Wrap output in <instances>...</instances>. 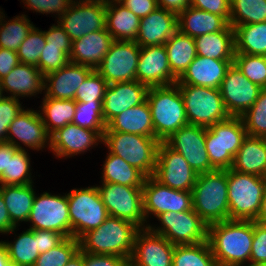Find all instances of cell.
I'll return each instance as SVG.
<instances>
[{"label": "cell", "instance_id": "cell-36", "mask_svg": "<svg viewBox=\"0 0 266 266\" xmlns=\"http://www.w3.org/2000/svg\"><path fill=\"white\" fill-rule=\"evenodd\" d=\"M235 53L266 56V21L234 27Z\"/></svg>", "mask_w": 266, "mask_h": 266}, {"label": "cell", "instance_id": "cell-23", "mask_svg": "<svg viewBox=\"0 0 266 266\" xmlns=\"http://www.w3.org/2000/svg\"><path fill=\"white\" fill-rule=\"evenodd\" d=\"M178 30V14L158 7L141 18L135 42L140 47L164 45Z\"/></svg>", "mask_w": 266, "mask_h": 266}, {"label": "cell", "instance_id": "cell-4", "mask_svg": "<svg viewBox=\"0 0 266 266\" xmlns=\"http://www.w3.org/2000/svg\"><path fill=\"white\" fill-rule=\"evenodd\" d=\"M147 102L150 107L154 137L166 141L174 132L189 124L183 97L176 84L149 87Z\"/></svg>", "mask_w": 266, "mask_h": 266}, {"label": "cell", "instance_id": "cell-50", "mask_svg": "<svg viewBox=\"0 0 266 266\" xmlns=\"http://www.w3.org/2000/svg\"><path fill=\"white\" fill-rule=\"evenodd\" d=\"M69 62V56L62 51V46L45 45L39 58V70L45 76L63 68Z\"/></svg>", "mask_w": 266, "mask_h": 266}, {"label": "cell", "instance_id": "cell-30", "mask_svg": "<svg viewBox=\"0 0 266 266\" xmlns=\"http://www.w3.org/2000/svg\"><path fill=\"white\" fill-rule=\"evenodd\" d=\"M105 131L124 132L154 137V128L147 100L118 114L106 124Z\"/></svg>", "mask_w": 266, "mask_h": 266}, {"label": "cell", "instance_id": "cell-52", "mask_svg": "<svg viewBox=\"0 0 266 266\" xmlns=\"http://www.w3.org/2000/svg\"><path fill=\"white\" fill-rule=\"evenodd\" d=\"M250 261L253 265H266V225L253 221V242Z\"/></svg>", "mask_w": 266, "mask_h": 266}, {"label": "cell", "instance_id": "cell-39", "mask_svg": "<svg viewBox=\"0 0 266 266\" xmlns=\"http://www.w3.org/2000/svg\"><path fill=\"white\" fill-rule=\"evenodd\" d=\"M8 258L14 266H34L38 256L37 229H27L14 243L4 242Z\"/></svg>", "mask_w": 266, "mask_h": 266}, {"label": "cell", "instance_id": "cell-16", "mask_svg": "<svg viewBox=\"0 0 266 266\" xmlns=\"http://www.w3.org/2000/svg\"><path fill=\"white\" fill-rule=\"evenodd\" d=\"M206 129L187 124L164 141L170 148L180 153L197 174L216 170L211 165L206 150Z\"/></svg>", "mask_w": 266, "mask_h": 266}, {"label": "cell", "instance_id": "cell-21", "mask_svg": "<svg viewBox=\"0 0 266 266\" xmlns=\"http://www.w3.org/2000/svg\"><path fill=\"white\" fill-rule=\"evenodd\" d=\"M148 90V86L136 80L108 85L103 99L104 122L107 124L118 114L144 103Z\"/></svg>", "mask_w": 266, "mask_h": 266}, {"label": "cell", "instance_id": "cell-3", "mask_svg": "<svg viewBox=\"0 0 266 266\" xmlns=\"http://www.w3.org/2000/svg\"><path fill=\"white\" fill-rule=\"evenodd\" d=\"M191 192L193 210L208 226L229 220L227 170L198 174Z\"/></svg>", "mask_w": 266, "mask_h": 266}, {"label": "cell", "instance_id": "cell-59", "mask_svg": "<svg viewBox=\"0 0 266 266\" xmlns=\"http://www.w3.org/2000/svg\"><path fill=\"white\" fill-rule=\"evenodd\" d=\"M20 63L17 52L0 47V80Z\"/></svg>", "mask_w": 266, "mask_h": 266}, {"label": "cell", "instance_id": "cell-40", "mask_svg": "<svg viewBox=\"0 0 266 266\" xmlns=\"http://www.w3.org/2000/svg\"><path fill=\"white\" fill-rule=\"evenodd\" d=\"M29 162L25 149H17L8 143L7 174L0 175V186L32 184Z\"/></svg>", "mask_w": 266, "mask_h": 266}, {"label": "cell", "instance_id": "cell-47", "mask_svg": "<svg viewBox=\"0 0 266 266\" xmlns=\"http://www.w3.org/2000/svg\"><path fill=\"white\" fill-rule=\"evenodd\" d=\"M72 123L96 132H104L106 123L103 120V103L76 102Z\"/></svg>", "mask_w": 266, "mask_h": 266}, {"label": "cell", "instance_id": "cell-26", "mask_svg": "<svg viewBox=\"0 0 266 266\" xmlns=\"http://www.w3.org/2000/svg\"><path fill=\"white\" fill-rule=\"evenodd\" d=\"M92 71L90 67L69 62L63 68L46 74L44 76L45 97L74 100L79 86Z\"/></svg>", "mask_w": 266, "mask_h": 266}, {"label": "cell", "instance_id": "cell-54", "mask_svg": "<svg viewBox=\"0 0 266 266\" xmlns=\"http://www.w3.org/2000/svg\"><path fill=\"white\" fill-rule=\"evenodd\" d=\"M28 8L41 13H58L61 17L71 5L70 0H23Z\"/></svg>", "mask_w": 266, "mask_h": 266}, {"label": "cell", "instance_id": "cell-19", "mask_svg": "<svg viewBox=\"0 0 266 266\" xmlns=\"http://www.w3.org/2000/svg\"><path fill=\"white\" fill-rule=\"evenodd\" d=\"M174 247V244L146 226L136 233L129 261L134 266H172Z\"/></svg>", "mask_w": 266, "mask_h": 266}, {"label": "cell", "instance_id": "cell-2", "mask_svg": "<svg viewBox=\"0 0 266 266\" xmlns=\"http://www.w3.org/2000/svg\"><path fill=\"white\" fill-rule=\"evenodd\" d=\"M139 230L140 228L130 221L108 216L99 227L78 239L79 249L90 254L117 255L129 261Z\"/></svg>", "mask_w": 266, "mask_h": 266}, {"label": "cell", "instance_id": "cell-28", "mask_svg": "<svg viewBox=\"0 0 266 266\" xmlns=\"http://www.w3.org/2000/svg\"><path fill=\"white\" fill-rule=\"evenodd\" d=\"M231 169L266 178V138L247 135L234 157Z\"/></svg>", "mask_w": 266, "mask_h": 266}, {"label": "cell", "instance_id": "cell-5", "mask_svg": "<svg viewBox=\"0 0 266 266\" xmlns=\"http://www.w3.org/2000/svg\"><path fill=\"white\" fill-rule=\"evenodd\" d=\"M229 220L255 221L261 208L266 178L227 169Z\"/></svg>", "mask_w": 266, "mask_h": 266}, {"label": "cell", "instance_id": "cell-38", "mask_svg": "<svg viewBox=\"0 0 266 266\" xmlns=\"http://www.w3.org/2000/svg\"><path fill=\"white\" fill-rule=\"evenodd\" d=\"M103 166V183L143 187L146 176L121 157L109 153Z\"/></svg>", "mask_w": 266, "mask_h": 266}, {"label": "cell", "instance_id": "cell-6", "mask_svg": "<svg viewBox=\"0 0 266 266\" xmlns=\"http://www.w3.org/2000/svg\"><path fill=\"white\" fill-rule=\"evenodd\" d=\"M102 142L107 145L110 153L121 157L146 177L153 176L160 144L157 138L124 132L104 131Z\"/></svg>", "mask_w": 266, "mask_h": 266}, {"label": "cell", "instance_id": "cell-66", "mask_svg": "<svg viewBox=\"0 0 266 266\" xmlns=\"http://www.w3.org/2000/svg\"><path fill=\"white\" fill-rule=\"evenodd\" d=\"M3 90H2V86H1V81H0V99H2L4 96L2 95Z\"/></svg>", "mask_w": 266, "mask_h": 266}, {"label": "cell", "instance_id": "cell-69", "mask_svg": "<svg viewBox=\"0 0 266 266\" xmlns=\"http://www.w3.org/2000/svg\"><path fill=\"white\" fill-rule=\"evenodd\" d=\"M248 266H266V265H253V264H249Z\"/></svg>", "mask_w": 266, "mask_h": 266}, {"label": "cell", "instance_id": "cell-7", "mask_svg": "<svg viewBox=\"0 0 266 266\" xmlns=\"http://www.w3.org/2000/svg\"><path fill=\"white\" fill-rule=\"evenodd\" d=\"M247 136L241 117L230 116L206 129L205 145L211 165L216 170H227Z\"/></svg>", "mask_w": 266, "mask_h": 266}, {"label": "cell", "instance_id": "cell-61", "mask_svg": "<svg viewBox=\"0 0 266 266\" xmlns=\"http://www.w3.org/2000/svg\"><path fill=\"white\" fill-rule=\"evenodd\" d=\"M190 2L191 0H157V5L160 8L179 14L190 6Z\"/></svg>", "mask_w": 266, "mask_h": 266}, {"label": "cell", "instance_id": "cell-63", "mask_svg": "<svg viewBox=\"0 0 266 266\" xmlns=\"http://www.w3.org/2000/svg\"><path fill=\"white\" fill-rule=\"evenodd\" d=\"M255 221L257 223L266 225V188H265L263 199L261 202V208Z\"/></svg>", "mask_w": 266, "mask_h": 266}, {"label": "cell", "instance_id": "cell-18", "mask_svg": "<svg viewBox=\"0 0 266 266\" xmlns=\"http://www.w3.org/2000/svg\"><path fill=\"white\" fill-rule=\"evenodd\" d=\"M263 88L248 80L233 63L219 87L226 111L230 116H242L257 100Z\"/></svg>", "mask_w": 266, "mask_h": 266}, {"label": "cell", "instance_id": "cell-42", "mask_svg": "<svg viewBox=\"0 0 266 266\" xmlns=\"http://www.w3.org/2000/svg\"><path fill=\"white\" fill-rule=\"evenodd\" d=\"M230 25L256 24L266 21V0H230Z\"/></svg>", "mask_w": 266, "mask_h": 266}, {"label": "cell", "instance_id": "cell-37", "mask_svg": "<svg viewBox=\"0 0 266 266\" xmlns=\"http://www.w3.org/2000/svg\"><path fill=\"white\" fill-rule=\"evenodd\" d=\"M41 118L48 134L51 136L58 129L70 124L74 120L76 111V101L72 99H55L45 97ZM49 121V122H48Z\"/></svg>", "mask_w": 266, "mask_h": 266}, {"label": "cell", "instance_id": "cell-56", "mask_svg": "<svg viewBox=\"0 0 266 266\" xmlns=\"http://www.w3.org/2000/svg\"><path fill=\"white\" fill-rule=\"evenodd\" d=\"M127 260L117 255L83 252V266H123Z\"/></svg>", "mask_w": 266, "mask_h": 266}, {"label": "cell", "instance_id": "cell-49", "mask_svg": "<svg viewBox=\"0 0 266 266\" xmlns=\"http://www.w3.org/2000/svg\"><path fill=\"white\" fill-rule=\"evenodd\" d=\"M107 87L108 83L96 70H93L79 86L74 100L84 103H103Z\"/></svg>", "mask_w": 266, "mask_h": 266}, {"label": "cell", "instance_id": "cell-67", "mask_svg": "<svg viewBox=\"0 0 266 266\" xmlns=\"http://www.w3.org/2000/svg\"><path fill=\"white\" fill-rule=\"evenodd\" d=\"M123 266H134L130 261H127Z\"/></svg>", "mask_w": 266, "mask_h": 266}, {"label": "cell", "instance_id": "cell-44", "mask_svg": "<svg viewBox=\"0 0 266 266\" xmlns=\"http://www.w3.org/2000/svg\"><path fill=\"white\" fill-rule=\"evenodd\" d=\"M240 117L247 135L266 138V88L261 90L254 104Z\"/></svg>", "mask_w": 266, "mask_h": 266}, {"label": "cell", "instance_id": "cell-25", "mask_svg": "<svg viewBox=\"0 0 266 266\" xmlns=\"http://www.w3.org/2000/svg\"><path fill=\"white\" fill-rule=\"evenodd\" d=\"M234 60H216L197 55L175 84L219 89Z\"/></svg>", "mask_w": 266, "mask_h": 266}, {"label": "cell", "instance_id": "cell-62", "mask_svg": "<svg viewBox=\"0 0 266 266\" xmlns=\"http://www.w3.org/2000/svg\"><path fill=\"white\" fill-rule=\"evenodd\" d=\"M8 164V143L4 142L0 145V175L7 174Z\"/></svg>", "mask_w": 266, "mask_h": 266}, {"label": "cell", "instance_id": "cell-15", "mask_svg": "<svg viewBox=\"0 0 266 266\" xmlns=\"http://www.w3.org/2000/svg\"><path fill=\"white\" fill-rule=\"evenodd\" d=\"M198 174L190 167L185 158L160 142L153 177L161 184L179 191H192Z\"/></svg>", "mask_w": 266, "mask_h": 266}, {"label": "cell", "instance_id": "cell-1", "mask_svg": "<svg viewBox=\"0 0 266 266\" xmlns=\"http://www.w3.org/2000/svg\"><path fill=\"white\" fill-rule=\"evenodd\" d=\"M207 241L217 266H243L250 261L253 221L226 220L208 226Z\"/></svg>", "mask_w": 266, "mask_h": 266}, {"label": "cell", "instance_id": "cell-58", "mask_svg": "<svg viewBox=\"0 0 266 266\" xmlns=\"http://www.w3.org/2000/svg\"><path fill=\"white\" fill-rule=\"evenodd\" d=\"M137 17L144 18L158 8L157 0H118Z\"/></svg>", "mask_w": 266, "mask_h": 266}, {"label": "cell", "instance_id": "cell-65", "mask_svg": "<svg viewBox=\"0 0 266 266\" xmlns=\"http://www.w3.org/2000/svg\"><path fill=\"white\" fill-rule=\"evenodd\" d=\"M65 266H83V252L79 250Z\"/></svg>", "mask_w": 266, "mask_h": 266}, {"label": "cell", "instance_id": "cell-60", "mask_svg": "<svg viewBox=\"0 0 266 266\" xmlns=\"http://www.w3.org/2000/svg\"><path fill=\"white\" fill-rule=\"evenodd\" d=\"M16 229V226L11 222L3 196L0 193V233H11Z\"/></svg>", "mask_w": 266, "mask_h": 266}, {"label": "cell", "instance_id": "cell-45", "mask_svg": "<svg viewBox=\"0 0 266 266\" xmlns=\"http://www.w3.org/2000/svg\"><path fill=\"white\" fill-rule=\"evenodd\" d=\"M233 63L248 80L266 88V56L235 53Z\"/></svg>", "mask_w": 266, "mask_h": 266}, {"label": "cell", "instance_id": "cell-27", "mask_svg": "<svg viewBox=\"0 0 266 266\" xmlns=\"http://www.w3.org/2000/svg\"><path fill=\"white\" fill-rule=\"evenodd\" d=\"M113 37L107 29L88 33L72 41L71 63L87 66L95 70L102 62L113 43Z\"/></svg>", "mask_w": 266, "mask_h": 266}, {"label": "cell", "instance_id": "cell-64", "mask_svg": "<svg viewBox=\"0 0 266 266\" xmlns=\"http://www.w3.org/2000/svg\"><path fill=\"white\" fill-rule=\"evenodd\" d=\"M0 266H14L9 261L7 248L6 245L4 244V241L0 242Z\"/></svg>", "mask_w": 266, "mask_h": 266}, {"label": "cell", "instance_id": "cell-12", "mask_svg": "<svg viewBox=\"0 0 266 266\" xmlns=\"http://www.w3.org/2000/svg\"><path fill=\"white\" fill-rule=\"evenodd\" d=\"M140 49L135 41L114 40L95 70L108 85L135 81Z\"/></svg>", "mask_w": 266, "mask_h": 266}, {"label": "cell", "instance_id": "cell-32", "mask_svg": "<svg viewBox=\"0 0 266 266\" xmlns=\"http://www.w3.org/2000/svg\"><path fill=\"white\" fill-rule=\"evenodd\" d=\"M228 25L223 17L191 6L178 14V30L193 38L223 31Z\"/></svg>", "mask_w": 266, "mask_h": 266}, {"label": "cell", "instance_id": "cell-48", "mask_svg": "<svg viewBox=\"0 0 266 266\" xmlns=\"http://www.w3.org/2000/svg\"><path fill=\"white\" fill-rule=\"evenodd\" d=\"M45 45L44 31L33 27L17 51L20 63L39 68V58Z\"/></svg>", "mask_w": 266, "mask_h": 266}, {"label": "cell", "instance_id": "cell-55", "mask_svg": "<svg viewBox=\"0 0 266 266\" xmlns=\"http://www.w3.org/2000/svg\"><path fill=\"white\" fill-rule=\"evenodd\" d=\"M44 37L46 45L62 46V51L70 56L72 51V40L59 23L57 26H51L48 31H44Z\"/></svg>", "mask_w": 266, "mask_h": 266}, {"label": "cell", "instance_id": "cell-41", "mask_svg": "<svg viewBox=\"0 0 266 266\" xmlns=\"http://www.w3.org/2000/svg\"><path fill=\"white\" fill-rule=\"evenodd\" d=\"M172 266H217L208 241L175 245Z\"/></svg>", "mask_w": 266, "mask_h": 266}, {"label": "cell", "instance_id": "cell-8", "mask_svg": "<svg viewBox=\"0 0 266 266\" xmlns=\"http://www.w3.org/2000/svg\"><path fill=\"white\" fill-rule=\"evenodd\" d=\"M183 97L189 124L210 127L230 117L217 88L176 84Z\"/></svg>", "mask_w": 266, "mask_h": 266}, {"label": "cell", "instance_id": "cell-51", "mask_svg": "<svg viewBox=\"0 0 266 266\" xmlns=\"http://www.w3.org/2000/svg\"><path fill=\"white\" fill-rule=\"evenodd\" d=\"M18 98L3 97L0 99V141H7V132L11 122L22 112Z\"/></svg>", "mask_w": 266, "mask_h": 266}, {"label": "cell", "instance_id": "cell-10", "mask_svg": "<svg viewBox=\"0 0 266 266\" xmlns=\"http://www.w3.org/2000/svg\"><path fill=\"white\" fill-rule=\"evenodd\" d=\"M163 227L148 225L155 234L162 235L174 245L197 244L207 241L208 225L192 209L182 212H166L157 216Z\"/></svg>", "mask_w": 266, "mask_h": 266}, {"label": "cell", "instance_id": "cell-57", "mask_svg": "<svg viewBox=\"0 0 266 266\" xmlns=\"http://www.w3.org/2000/svg\"><path fill=\"white\" fill-rule=\"evenodd\" d=\"M66 237L52 230L37 229L38 252L42 254L59 245Z\"/></svg>", "mask_w": 266, "mask_h": 266}, {"label": "cell", "instance_id": "cell-14", "mask_svg": "<svg viewBox=\"0 0 266 266\" xmlns=\"http://www.w3.org/2000/svg\"><path fill=\"white\" fill-rule=\"evenodd\" d=\"M78 3V4H77ZM71 3L57 21L73 41L88 33L106 29V1Z\"/></svg>", "mask_w": 266, "mask_h": 266}, {"label": "cell", "instance_id": "cell-24", "mask_svg": "<svg viewBox=\"0 0 266 266\" xmlns=\"http://www.w3.org/2000/svg\"><path fill=\"white\" fill-rule=\"evenodd\" d=\"M103 135L104 132H96L70 123L50 136V148L58 157L73 156L88 150L97 144V141H103Z\"/></svg>", "mask_w": 266, "mask_h": 266}, {"label": "cell", "instance_id": "cell-33", "mask_svg": "<svg viewBox=\"0 0 266 266\" xmlns=\"http://www.w3.org/2000/svg\"><path fill=\"white\" fill-rule=\"evenodd\" d=\"M197 55L216 60H234V28L229 24L223 31L194 38Z\"/></svg>", "mask_w": 266, "mask_h": 266}, {"label": "cell", "instance_id": "cell-22", "mask_svg": "<svg viewBox=\"0 0 266 266\" xmlns=\"http://www.w3.org/2000/svg\"><path fill=\"white\" fill-rule=\"evenodd\" d=\"M39 112L23 109L9 125L6 142L12 144L17 149H24L15 141V136L31 149H42L47 142H49L50 147V135ZM48 139L49 141H47Z\"/></svg>", "mask_w": 266, "mask_h": 266}, {"label": "cell", "instance_id": "cell-9", "mask_svg": "<svg viewBox=\"0 0 266 266\" xmlns=\"http://www.w3.org/2000/svg\"><path fill=\"white\" fill-rule=\"evenodd\" d=\"M71 237L77 240L99 227L109 216L97 187L73 189L67 194Z\"/></svg>", "mask_w": 266, "mask_h": 266}, {"label": "cell", "instance_id": "cell-11", "mask_svg": "<svg viewBox=\"0 0 266 266\" xmlns=\"http://www.w3.org/2000/svg\"><path fill=\"white\" fill-rule=\"evenodd\" d=\"M97 186L109 216L124 219L144 229L142 187H130L116 183ZM143 226V227H141Z\"/></svg>", "mask_w": 266, "mask_h": 266}, {"label": "cell", "instance_id": "cell-53", "mask_svg": "<svg viewBox=\"0 0 266 266\" xmlns=\"http://www.w3.org/2000/svg\"><path fill=\"white\" fill-rule=\"evenodd\" d=\"M230 0H191L190 6L223 17L230 23Z\"/></svg>", "mask_w": 266, "mask_h": 266}, {"label": "cell", "instance_id": "cell-46", "mask_svg": "<svg viewBox=\"0 0 266 266\" xmlns=\"http://www.w3.org/2000/svg\"><path fill=\"white\" fill-rule=\"evenodd\" d=\"M79 250V241L66 237L56 247L40 254L34 266H65Z\"/></svg>", "mask_w": 266, "mask_h": 266}, {"label": "cell", "instance_id": "cell-35", "mask_svg": "<svg viewBox=\"0 0 266 266\" xmlns=\"http://www.w3.org/2000/svg\"><path fill=\"white\" fill-rule=\"evenodd\" d=\"M164 46L171 72L178 79L197 56L195 40L177 30Z\"/></svg>", "mask_w": 266, "mask_h": 266}, {"label": "cell", "instance_id": "cell-20", "mask_svg": "<svg viewBox=\"0 0 266 266\" xmlns=\"http://www.w3.org/2000/svg\"><path fill=\"white\" fill-rule=\"evenodd\" d=\"M136 81L148 87L168 86L176 83L164 45L141 47L136 69Z\"/></svg>", "mask_w": 266, "mask_h": 266}, {"label": "cell", "instance_id": "cell-31", "mask_svg": "<svg viewBox=\"0 0 266 266\" xmlns=\"http://www.w3.org/2000/svg\"><path fill=\"white\" fill-rule=\"evenodd\" d=\"M140 21L139 17L118 0L106 1V29L114 40L135 41Z\"/></svg>", "mask_w": 266, "mask_h": 266}, {"label": "cell", "instance_id": "cell-43", "mask_svg": "<svg viewBox=\"0 0 266 266\" xmlns=\"http://www.w3.org/2000/svg\"><path fill=\"white\" fill-rule=\"evenodd\" d=\"M3 17L0 14V47L17 52L34 25L23 14L5 24L2 23Z\"/></svg>", "mask_w": 266, "mask_h": 266}, {"label": "cell", "instance_id": "cell-34", "mask_svg": "<svg viewBox=\"0 0 266 266\" xmlns=\"http://www.w3.org/2000/svg\"><path fill=\"white\" fill-rule=\"evenodd\" d=\"M11 222L17 226L18 222L28 221L35 197L32 184L0 186Z\"/></svg>", "mask_w": 266, "mask_h": 266}, {"label": "cell", "instance_id": "cell-13", "mask_svg": "<svg viewBox=\"0 0 266 266\" xmlns=\"http://www.w3.org/2000/svg\"><path fill=\"white\" fill-rule=\"evenodd\" d=\"M29 229L52 230L71 237V224L67 195L56 196L47 192L35 196L28 218Z\"/></svg>", "mask_w": 266, "mask_h": 266}, {"label": "cell", "instance_id": "cell-68", "mask_svg": "<svg viewBox=\"0 0 266 266\" xmlns=\"http://www.w3.org/2000/svg\"><path fill=\"white\" fill-rule=\"evenodd\" d=\"M71 2H74L73 0H70ZM90 1H93V0H79V2H90Z\"/></svg>", "mask_w": 266, "mask_h": 266}, {"label": "cell", "instance_id": "cell-17", "mask_svg": "<svg viewBox=\"0 0 266 266\" xmlns=\"http://www.w3.org/2000/svg\"><path fill=\"white\" fill-rule=\"evenodd\" d=\"M142 192L145 219L149 213L157 217L161 213H177L193 209L191 191L172 189L161 184L153 176L146 177Z\"/></svg>", "mask_w": 266, "mask_h": 266}, {"label": "cell", "instance_id": "cell-29", "mask_svg": "<svg viewBox=\"0 0 266 266\" xmlns=\"http://www.w3.org/2000/svg\"><path fill=\"white\" fill-rule=\"evenodd\" d=\"M2 90L12 94L9 97L32 96L44 90V75L37 66L19 63L1 80Z\"/></svg>", "mask_w": 266, "mask_h": 266}]
</instances>
